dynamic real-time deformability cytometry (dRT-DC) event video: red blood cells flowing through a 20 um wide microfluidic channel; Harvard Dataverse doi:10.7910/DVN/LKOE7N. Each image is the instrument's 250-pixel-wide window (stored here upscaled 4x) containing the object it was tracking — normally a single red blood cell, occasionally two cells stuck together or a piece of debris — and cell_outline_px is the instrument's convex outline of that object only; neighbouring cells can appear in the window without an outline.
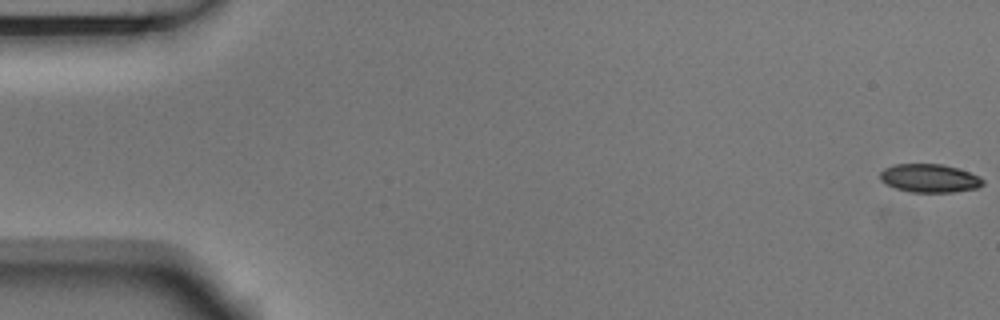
{"species": "Egyptian fruit bat (a non-hibernating species)", "species_latin": "Rousettus aegyptiacus", "temperature_condition": "room temperature", "stored_images_in_passage": 15, "camera_frame_rate_fps": 3000, "um_per_image_px": 0.085, "animal": {"sex": "male"}, "frame": {"image": 1, "passage_image": 1, "time_ms": 0.0, "image_size_px": [1000, 320], "cell_outline_px": [[984, 184], [976, 188], [952, 192], [908, 192], [896, 188], [880, 180], [880, 172], [884, 168], [896, 164], [944, 164], [980, 176], [984, 180]], "centroid_in_image_um": [79.01, 15.15], "position_along_channel_um": 6.0, "area_um2": 16.94}}
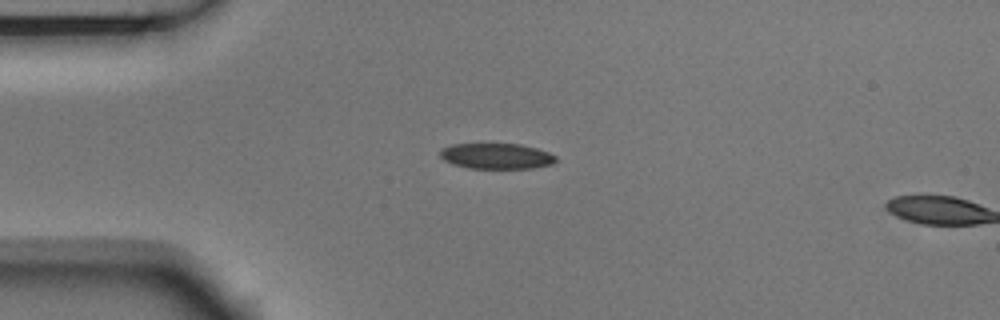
{"frame": {"image": 2, "passage_image": 14, "time_ms": 4.333, "image_size_px": [1000, 320], "cell_outline_px": [[556, 160], [552, 164], [532, 168], [468, 168], [452, 164], [444, 160], [440, 156], [440, 148], [452, 144], [520, 144], [536, 148], [548, 152], [556, 156]], "centroid_in_image_um": [42.17, 13.26], "position_along_channel_um": 42.8, "area_um2": 17.28}}